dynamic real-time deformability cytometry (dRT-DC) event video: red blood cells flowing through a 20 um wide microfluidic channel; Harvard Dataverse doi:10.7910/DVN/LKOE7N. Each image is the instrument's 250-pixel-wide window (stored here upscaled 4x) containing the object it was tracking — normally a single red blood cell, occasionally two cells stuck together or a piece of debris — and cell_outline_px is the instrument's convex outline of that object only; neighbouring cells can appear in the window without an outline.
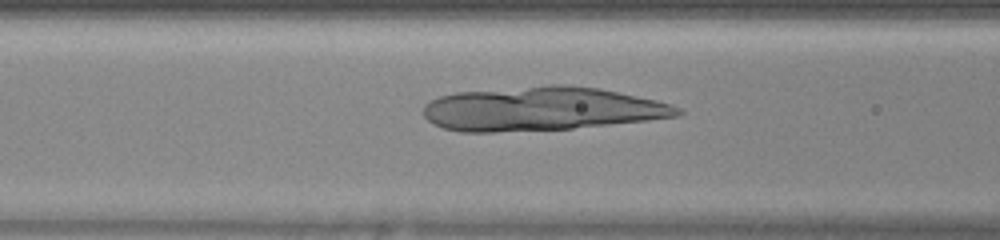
{"species": "human", "species_latin": "Homo sapiens", "temperature_condition": "warm", "stored_images_in_passage": 11, "camera_frame_rate_fps": 3000, "um_per_image_px": 0.085, "donor": {"sex": "female"}, "frame": {"image": 1, "passage_image": 10, "time_ms": 3.0, "image_size_px": [1000, 240], "cell_outline_px": [[684, 112], [676, 116], [648, 120], [572, 128], [496, 132], [460, 132], [444, 128], [432, 124], [424, 116], [424, 104], [440, 96], [456, 92], [548, 84], [568, 84], [600, 88], [656, 100], [672, 104], [680, 108]], "centroid_in_image_um": [46.02, 9.24], "position_along_channel_um": 120.6, "area_um2": 65.08}}